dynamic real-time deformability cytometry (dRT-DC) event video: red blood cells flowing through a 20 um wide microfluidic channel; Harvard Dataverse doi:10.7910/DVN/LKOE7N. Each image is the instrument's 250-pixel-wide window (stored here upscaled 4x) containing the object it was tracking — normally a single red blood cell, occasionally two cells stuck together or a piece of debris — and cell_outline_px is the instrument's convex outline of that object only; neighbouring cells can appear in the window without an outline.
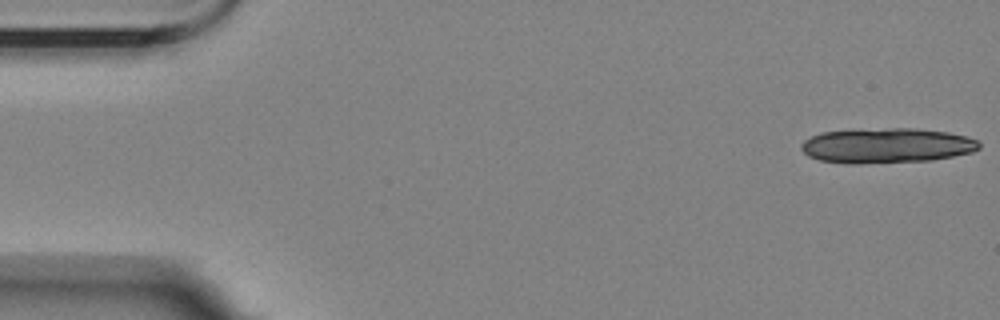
{"species": "Egyptian fruit bat (a non-hibernating species)", "species_latin": "Rousettus aegyptiacus", "temperature_condition": "room temperature", "stored_images_in_passage": 9, "camera_frame_rate_fps": 3000, "um_per_image_px": 0.085, "animal": {"sex": "female"}, "frame": {"image": 1, "passage_image": 1, "time_ms": 0.0, "image_size_px": [1000, 320], "cell_outline_px": [[980, 148], [972, 152], [932, 160], [856, 164], [848, 164], [820, 160], [808, 156], [800, 148], [800, 144], [804, 140], [820, 132], [888, 128], [916, 128], [948, 132], [968, 136], [976, 140], [980, 144]], "centroid_in_image_um": [75.36, 12.37], "position_along_channel_um": 9.6, "area_um2": 36.36}}
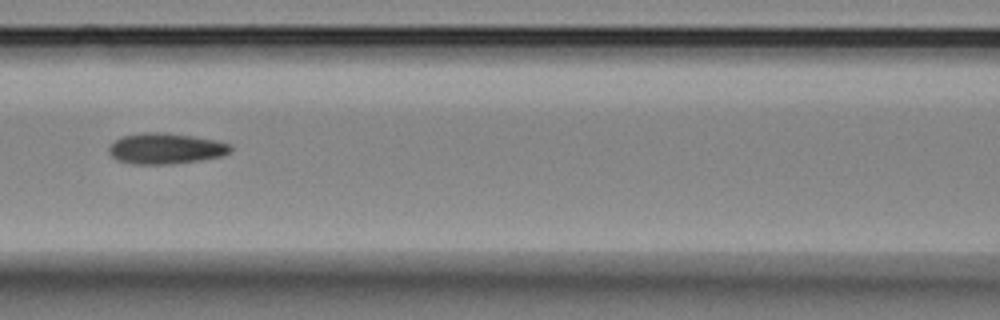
{"frame": {"image": 2, "passage_image": 8, "time_ms": 8.0, "image_size_px": [1000, 320], "cell_outline_px": [[232, 152], [220, 156], [200, 160], [168, 164], [132, 164], [116, 160], [108, 152], [108, 148], [120, 136], [144, 132], [160, 132], [192, 136], [216, 140], [232, 144]], "centroid_in_image_um": [14.08, 12.62], "position_along_channel_um": 152.5, "area_um2": 21.91}}
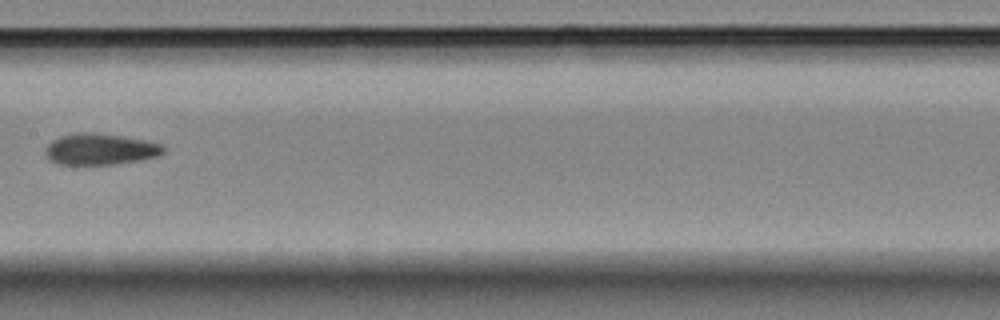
{"frame": {"image": 3, "passage_image": 9, "time_ms": 9.333, "image_size_px": [1000, 320], "cell_outline_px": [[164, 152], [160, 156], [140, 160], [112, 164], [60, 164], [48, 160], [44, 152], [44, 148], [52, 140], [60, 136], [80, 132], [84, 132], [120, 136], [148, 140], [164, 144]], "centroid_in_image_um": [8.52, 12.68], "position_along_channel_um": 198.9, "area_um2": 21.56}}